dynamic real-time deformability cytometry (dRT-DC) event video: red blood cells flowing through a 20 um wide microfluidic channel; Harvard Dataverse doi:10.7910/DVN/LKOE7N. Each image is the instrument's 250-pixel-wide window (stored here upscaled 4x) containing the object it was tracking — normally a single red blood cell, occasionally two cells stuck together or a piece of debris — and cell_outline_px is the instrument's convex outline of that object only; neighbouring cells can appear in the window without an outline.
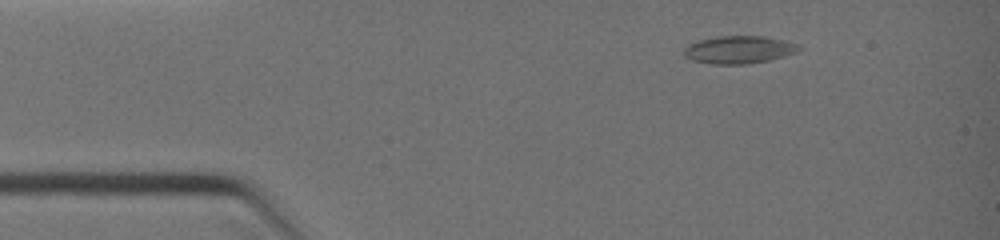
{"species": "common noctule bat (a hibernating species)", "species_latin": "Nyctalus noctula", "temperature_condition": "warm", "stored_images_in_passage": 31, "camera_frame_rate_fps": 3000, "um_per_image_px": 0.085, "animal": {"sex": "female", "body_mass_g": 19.0, "forearm_length_mm": 51.5}, "frame": {"image": 1, "passage_image": 1, "time_ms": 0.0, "image_size_px": [1000, 240], "cell_outline_px": [[804, 48], [784, 56], [768, 60], [748, 64], [712, 64], [692, 60], [684, 56], [684, 48], [688, 44], [700, 40], [716, 36], [764, 36], [800, 44]], "centroid_in_image_um": [62.81, 4.22], "position_along_channel_um": 22.2, "area_um2": 18.55}}
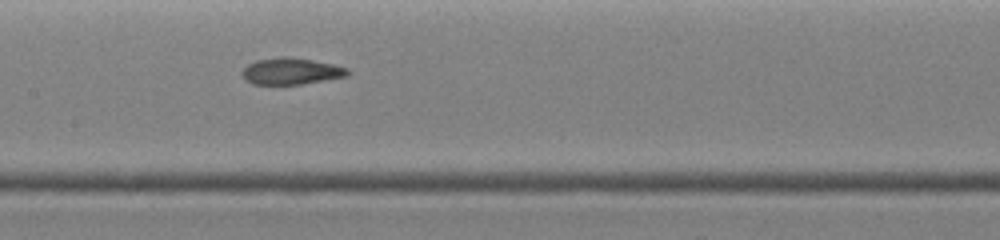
{"frame": {"image": 2, "passage_image": 14, "time_ms": 4.333, "image_size_px": [1000, 240], "cell_outline_px": [[352, 72], [348, 76], [300, 84], [252, 84], [244, 80], [240, 72], [248, 64], [256, 60], [284, 56], [288, 56], [312, 60], [332, 64], [348, 68]], "centroid_in_image_um": [24.73, 6.05], "position_along_channel_um": 182.7, "area_um2": 16.42}}
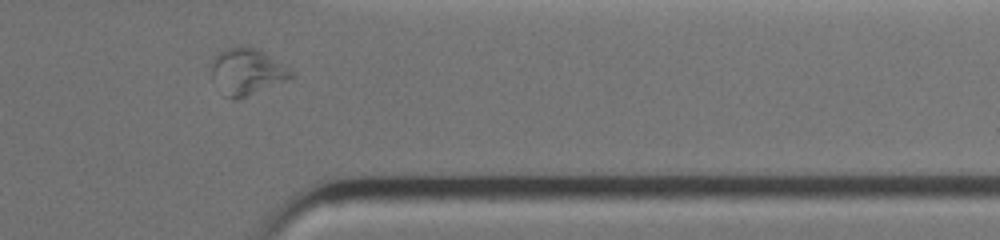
{"frame": {"image": 3, "passage_image": 26, "time_ms": 8.333, "image_size_px": [1000, 240], "cell_outline_px": [[292, 76], [284, 80], [236, 100], [232, 100], [224, 96], [212, 80], [212, 60], [216, 52], [224, 48], [236, 44], [240, 44], [256, 48], [264, 52], [292, 68]], "centroid_in_image_um": [20.92, 6.03], "position_along_channel_um": 390.5, "area_um2": 21.79}}